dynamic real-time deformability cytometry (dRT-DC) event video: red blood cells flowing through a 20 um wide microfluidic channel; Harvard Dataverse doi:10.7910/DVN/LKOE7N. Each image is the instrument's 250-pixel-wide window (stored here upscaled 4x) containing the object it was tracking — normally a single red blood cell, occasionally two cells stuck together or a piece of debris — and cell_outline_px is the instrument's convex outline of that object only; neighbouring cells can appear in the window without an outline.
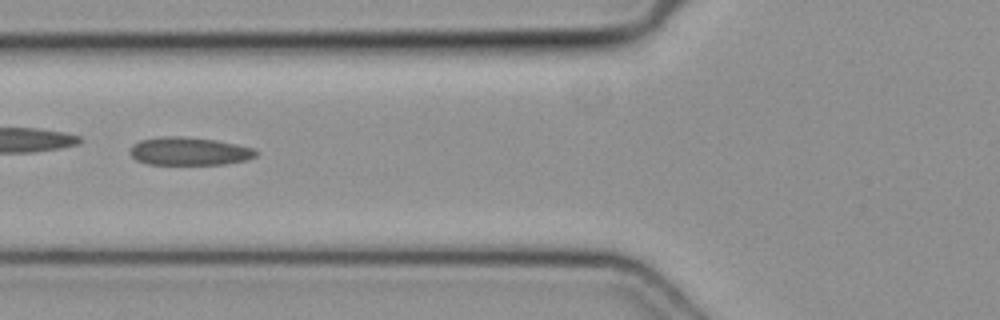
{"species": "common noctule bat (a hibernating species)", "species_latin": "Nyctalus noctula", "temperature_condition": "cold", "stored_images_in_passage": 30, "camera_frame_rate_fps": 3000, "um_per_image_px": 0.085, "animal": {"sex": "female", "body_mass_g": 19.3, "forearm_length_mm": 54.1}, "frame": {"image": 1, "passage_image": 13, "time_ms": 4.0, "image_size_px": [1000, 320], "cell_outline_px": [[260, 152], [256, 156], [248, 160], [224, 164], [148, 164], [136, 160], [128, 152], [132, 144], [140, 140], [160, 136], [184, 136], [216, 140], [256, 148]], "centroid_in_image_um": [16.1, 12.85], "position_along_channel_um": 109.7, "area_um2": 20.92}}
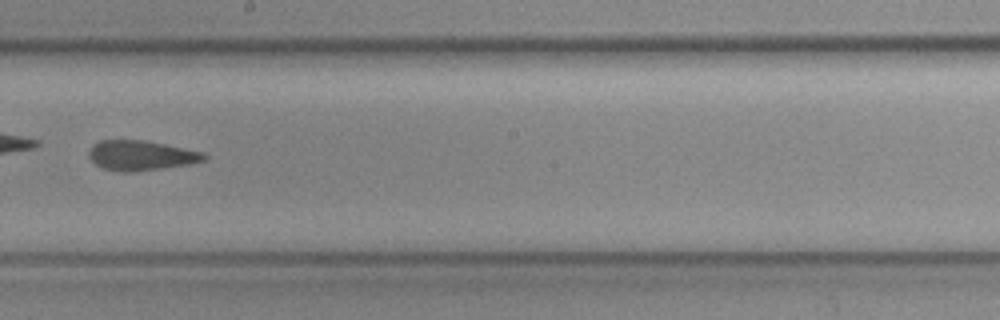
{"frame": {"image": 2, "passage_image": 22, "time_ms": 7.0, "image_size_px": [1000, 320], "cell_outline_px": [[208, 156], [204, 160], [188, 164], [164, 168], [132, 172], [124, 172], [100, 168], [88, 156], [88, 152], [92, 144], [100, 140], [144, 140], [204, 152]], "centroid_in_image_um": [11.95, 13.21], "position_along_channel_um": 236.2, "area_um2": 20.11}}